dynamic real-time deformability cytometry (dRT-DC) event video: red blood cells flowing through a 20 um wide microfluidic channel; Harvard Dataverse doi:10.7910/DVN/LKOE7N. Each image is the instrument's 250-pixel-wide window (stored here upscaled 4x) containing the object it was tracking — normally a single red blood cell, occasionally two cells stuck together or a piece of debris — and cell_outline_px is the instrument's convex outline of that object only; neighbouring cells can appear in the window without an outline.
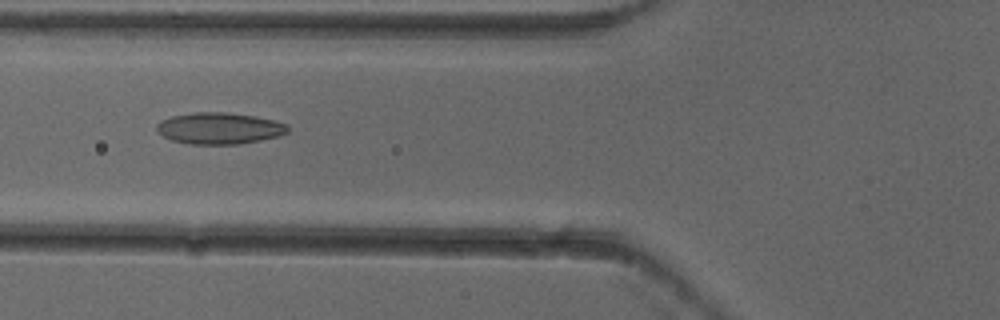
{"species": "common noctule bat (a hibernating species)", "species_latin": "Nyctalus noctula", "temperature_condition": "cold", "stored_images_in_passage": 5, "camera_frame_rate_fps": 3000, "um_per_image_px": 0.085, "animal": {"sex": "female"}, "frame": {"image": 1, "passage_image": 4, "time_ms": 1.0, "image_size_px": [1000, 320], "cell_outline_px": [[288, 132], [280, 136], [240, 144], [192, 144], [172, 140], [156, 132], [156, 124], [160, 120], [172, 116], [196, 112], [228, 112], [256, 116], [288, 124]], "centroid_in_image_um": [18.64, 10.9], "position_along_channel_um": 107.2, "area_um2": 24.16}}
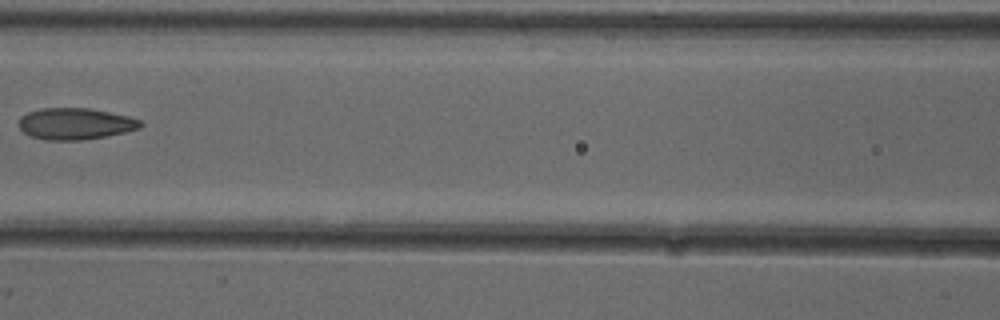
{"frame": {"image": 2, "passage_image": 5, "time_ms": 1.333, "image_size_px": [1000, 320], "cell_outline_px": [[144, 124], [140, 128], [124, 132], [104, 136], [80, 140], [44, 140], [32, 136], [24, 132], [20, 128], [20, 116], [28, 112], [40, 108], [88, 108], [128, 116], [140, 120]], "centroid_in_image_um": [6.39, 10.51], "position_along_channel_um": 160.2, "area_um2": 22.14}}